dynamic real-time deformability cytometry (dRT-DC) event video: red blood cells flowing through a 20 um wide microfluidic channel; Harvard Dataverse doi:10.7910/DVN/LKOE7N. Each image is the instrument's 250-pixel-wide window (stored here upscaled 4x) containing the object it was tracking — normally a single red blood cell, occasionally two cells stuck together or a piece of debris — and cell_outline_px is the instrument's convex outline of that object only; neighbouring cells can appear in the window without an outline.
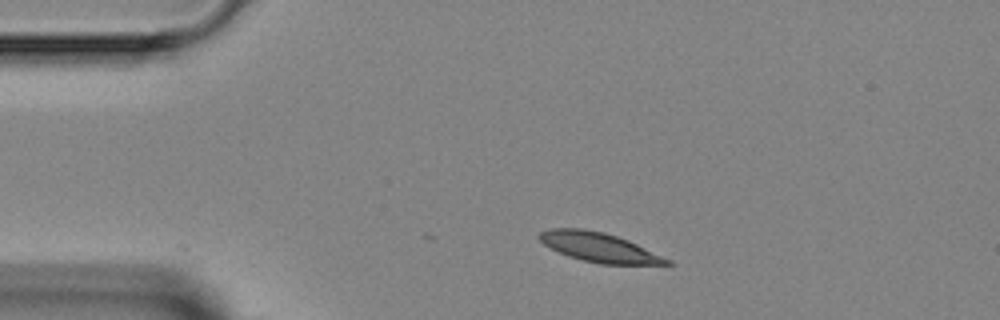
{"species": "Egyptian fruit bat (a non-hibernating species)", "species_latin": "Rousettus aegyptiacus", "temperature_condition": "room temperature", "stored_images_in_passage": 3, "segment_of_instrument_passage": [1, 2], "camera_frame_rate_fps": 3000, "um_per_image_px": 0.085, "animal": {"sex": "female"}, "frame": {"image": 1, "passage_image": 1, "time_ms": 0.0, "image_size_px": [1000, 320], "cell_outline_px": [[672, 264], [600, 264], [568, 256], [544, 244], [536, 236], [540, 232], [548, 228], [584, 228], [604, 232], [628, 240], [672, 260]], "centroid_in_image_um": [50.91, 21.0], "position_along_channel_um": 34.1, "area_um2": 21.68}}